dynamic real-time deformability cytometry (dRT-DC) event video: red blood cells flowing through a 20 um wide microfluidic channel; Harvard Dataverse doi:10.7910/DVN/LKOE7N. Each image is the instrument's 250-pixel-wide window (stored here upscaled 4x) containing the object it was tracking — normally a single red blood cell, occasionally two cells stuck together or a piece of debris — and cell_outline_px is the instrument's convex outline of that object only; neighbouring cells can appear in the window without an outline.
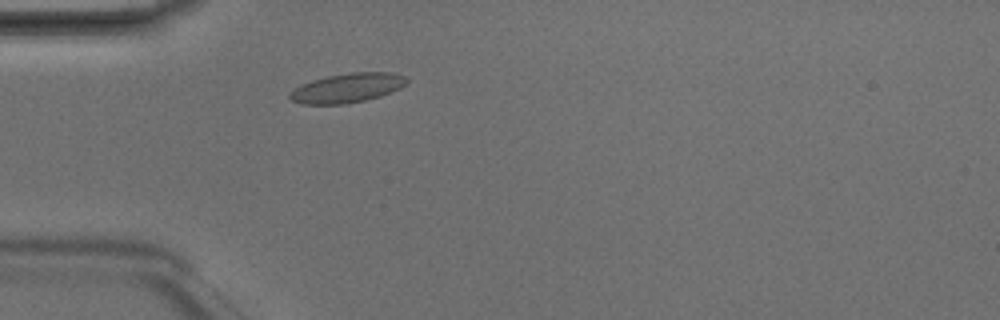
{"species": "Egyptian fruit bat (a non-hibernating species)", "species_latin": "Rousettus aegyptiacus", "temperature_condition": "room temperature", "stored_images_in_passage": 2, "camera_frame_rate_fps": 3000, "um_per_image_px": 0.085, "animal": {"sex": "male"}, "frame": {"image": 1, "passage_image": 2, "time_ms": 0.333, "image_size_px": [1000, 320], "cell_outline_px": [[408, 80], [400, 88], [380, 96], [364, 100], [344, 104], [300, 104], [292, 100], [288, 96], [296, 88], [312, 80], [328, 76], [348, 72], [392, 72], [404, 76]], "centroid_in_image_um": [29.53, 7.47], "position_along_channel_um": 55.5, "area_um2": 19.71}}